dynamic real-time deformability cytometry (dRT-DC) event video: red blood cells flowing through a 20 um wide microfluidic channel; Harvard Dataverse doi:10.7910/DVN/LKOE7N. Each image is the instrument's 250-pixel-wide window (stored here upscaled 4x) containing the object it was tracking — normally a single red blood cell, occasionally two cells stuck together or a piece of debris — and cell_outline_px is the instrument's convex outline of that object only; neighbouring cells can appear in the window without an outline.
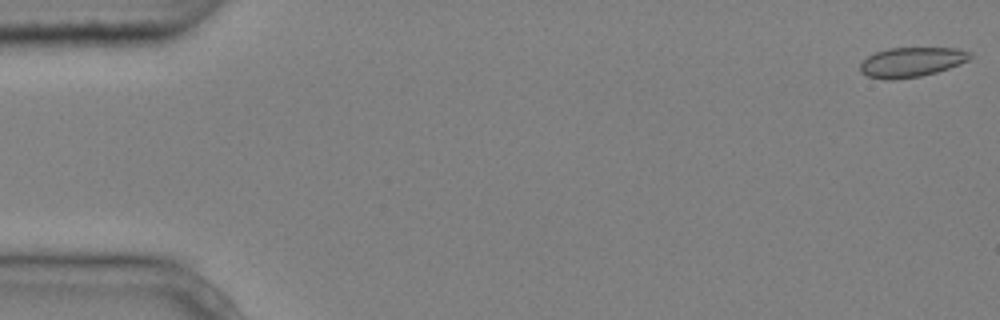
{"species": "common noctule bat (a hibernating species)", "species_latin": "Nyctalus noctula", "temperature_condition": "cold", "stored_images_in_passage": 6, "camera_frame_rate_fps": 3000, "um_per_image_px": 0.085, "animal": {"sex": "male", "body_mass_g": 20.4}, "frame": {"image": 1, "passage_image": 1, "time_ms": 0.0, "image_size_px": [1000, 320], "cell_outline_px": [[972, 56], [968, 60], [960, 64], [936, 72], [920, 76], [892, 80], [884, 80], [868, 76], [860, 72], [860, 64], [868, 56], [876, 52], [888, 48], [956, 48], [972, 52]], "centroid_in_image_um": [77.47, 5.28], "position_along_channel_um": 7.5, "area_um2": 19.02}}
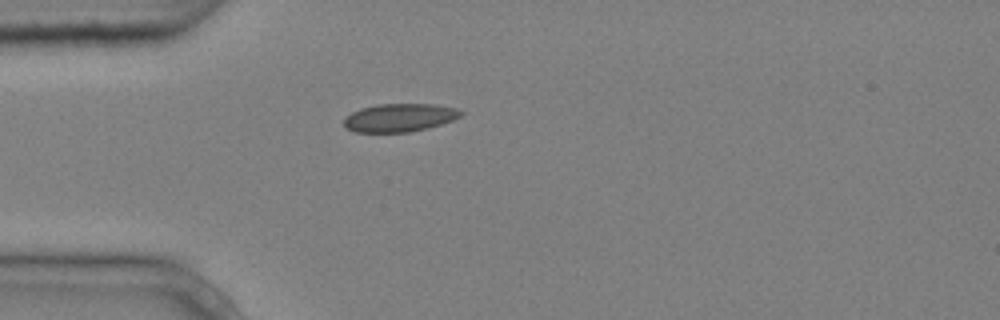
{"frame": {"image": 2, "passage_image": 5, "time_ms": 1.333, "image_size_px": [1000, 320], "cell_outline_px": [[464, 112], [460, 116], [452, 120], [428, 128], [408, 132], [356, 132], [344, 128], [344, 120], [352, 112], [360, 108], [376, 104], [436, 104], [456, 108]], "centroid_in_image_um": [33.95, 9.99], "position_along_channel_um": 51.1, "area_um2": 19.19}}